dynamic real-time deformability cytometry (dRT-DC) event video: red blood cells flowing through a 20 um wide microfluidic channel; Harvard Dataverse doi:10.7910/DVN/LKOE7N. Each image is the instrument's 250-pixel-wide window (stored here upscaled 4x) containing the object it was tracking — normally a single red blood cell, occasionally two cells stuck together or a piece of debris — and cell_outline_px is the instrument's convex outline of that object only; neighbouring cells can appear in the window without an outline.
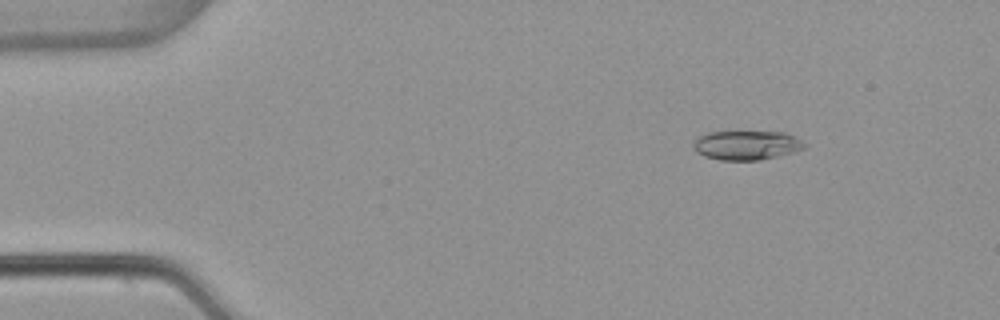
{"species": "common noctule bat (a hibernating species)", "species_latin": "Nyctalus noctula", "temperature_condition": "warm", "stored_images_in_passage": 53, "camera_frame_rate_fps": 3000, "um_per_image_px": 0.085, "animal": {"sex": "female", "body_mass_g": 22.7, "forearm_length_mm": 54.2}, "frame": {"image": 1, "passage_image": 7, "time_ms": 2.0, "image_size_px": [1000, 320], "cell_outline_px": [[808, 148], [796, 152], [760, 160], [720, 160], [704, 156], [696, 152], [692, 148], [692, 144], [700, 136], [708, 132], [784, 132], [796, 136], [808, 144]], "centroid_in_image_um": [63.52, 12.35], "position_along_channel_um": 21.5, "area_um2": 19.25}}
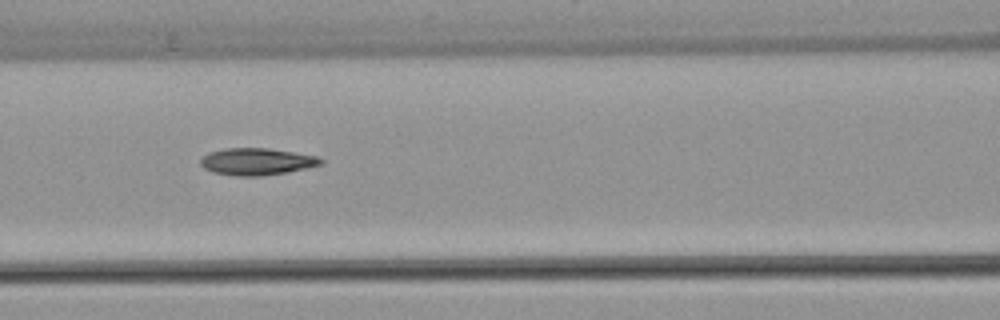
{"frame": {"image": 2, "passage_image": 23, "time_ms": 7.333, "image_size_px": [1000, 320], "cell_outline_px": [[324, 164], [308, 168], [288, 172], [264, 176], [236, 176], [212, 172], [204, 168], [200, 164], [200, 160], [208, 152], [224, 148], [268, 148], [316, 156], [324, 160]], "centroid_in_image_um": [21.83, 13.74], "position_along_channel_um": 144.8, "area_um2": 19.07}}
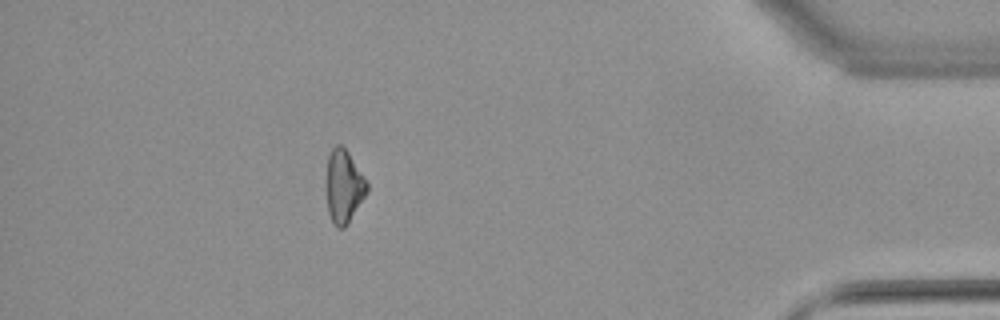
{"frame": {"image": 3, "passage_image": 47, "time_ms": 15.333, "image_size_px": [1000, 320], "cell_outline_px": [[368, 192], [348, 224], [344, 228], [336, 228], [332, 224], [328, 212], [324, 180], [328, 156], [332, 148], [336, 144], [340, 144], [348, 152], [368, 184]], "centroid_in_image_um": [29.18, 15.88], "position_along_channel_um": 406.0, "area_um2": 17.8}, "authors_computed_cell_mechanics": {"area_um2": 18.5538, "velocity_mm_per_s": 3.8802, "shape_relaxation_time_tau1_ms": null, "shape_relaxation_time_tau2_ms": 7.4533, "deformation_change_tau1": null, "deformation_change_tau2": 0.1702}}